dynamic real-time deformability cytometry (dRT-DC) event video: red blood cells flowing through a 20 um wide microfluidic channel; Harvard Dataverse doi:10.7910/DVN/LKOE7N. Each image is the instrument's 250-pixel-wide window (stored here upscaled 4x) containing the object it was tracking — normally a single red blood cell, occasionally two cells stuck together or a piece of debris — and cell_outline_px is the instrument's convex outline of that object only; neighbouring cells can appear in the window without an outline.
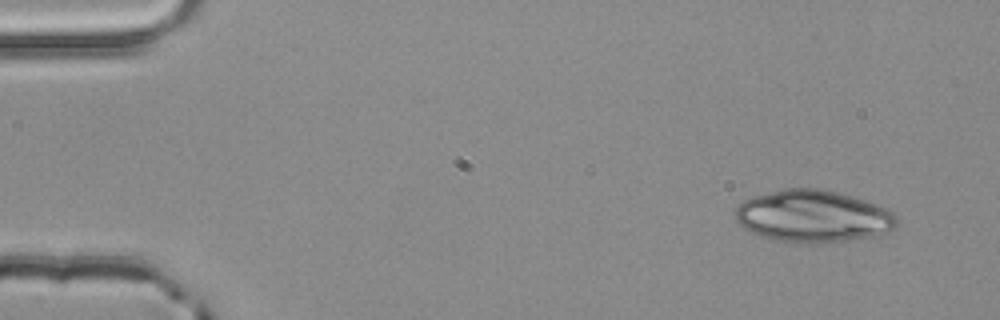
{"species": "common noctule bat (a hibernating species)", "species_latin": "Nyctalus noctula", "temperature_condition": "room temperature", "stored_images_in_passage": 3, "camera_frame_rate_fps": 3000, "um_per_image_px": 0.085, "animal": {"sex": "male", "body_mass_g": 20.4}, "frame": {"image": 1, "passage_image": 1, "time_ms": 0.0, "image_size_px": [1000, 320], "cell_outline_px": [[896, 228], [888, 232], [872, 236], [816, 244], [792, 244], [760, 236], [744, 228], [736, 220], [736, 208], [744, 200], [752, 196], [784, 188], [816, 188], [836, 192], [864, 200], [876, 204], [892, 212], [896, 216]], "centroid_in_image_um": [69.08, 18.4], "position_along_channel_um": 15.9, "area_um2": 49.07}}